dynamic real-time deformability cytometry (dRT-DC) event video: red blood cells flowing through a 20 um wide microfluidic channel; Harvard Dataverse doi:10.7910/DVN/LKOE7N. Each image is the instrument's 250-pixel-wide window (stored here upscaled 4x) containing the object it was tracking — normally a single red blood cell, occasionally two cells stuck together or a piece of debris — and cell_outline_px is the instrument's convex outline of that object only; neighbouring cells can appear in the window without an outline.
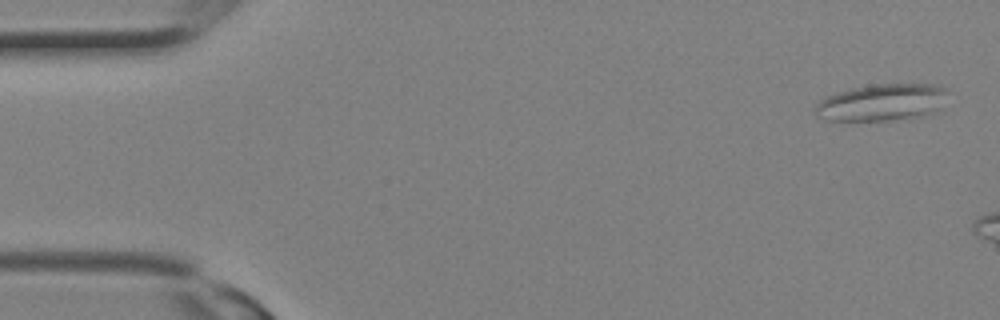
{"species": "Egyptian fruit bat (a non-hibernating species)", "species_latin": "Rousettus aegyptiacus", "temperature_condition": "room temperature", "stored_images_in_passage": 5, "camera_frame_rate_fps": 3000, "um_per_image_px": 0.085, "animal": {"sex": "female"}, "frame": {"image": 1, "passage_image": 1, "time_ms": 0.0, "image_size_px": [1000, 320], "cell_outline_px": [[944, 92], [936, 112], [912, 120], [824, 120], [816, 112], [816, 104], [824, 96], [836, 92], [868, 84], [928, 84], [944, 88]], "centroid_in_image_um": [74.9, 8.72], "position_along_channel_um": 10.1, "area_um2": 28.38}}